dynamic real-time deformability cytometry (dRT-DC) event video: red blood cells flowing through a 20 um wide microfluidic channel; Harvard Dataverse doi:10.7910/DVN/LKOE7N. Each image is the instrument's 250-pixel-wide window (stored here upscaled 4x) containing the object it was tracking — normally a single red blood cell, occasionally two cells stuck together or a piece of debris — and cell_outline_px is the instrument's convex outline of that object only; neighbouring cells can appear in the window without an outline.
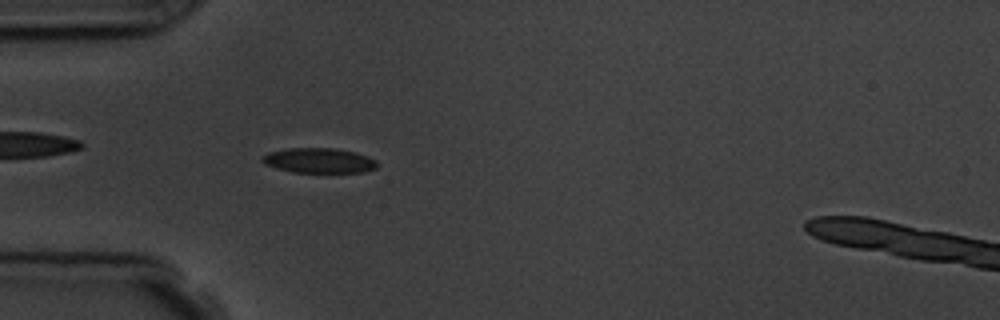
{"species": "common noctule bat (a hibernating species)", "species_latin": "Nyctalus noctula", "temperature_condition": "room temperature", "stored_images_in_passage": 3, "camera_frame_rate_fps": 3000, "um_per_image_px": 0.085, "animal": {"sex": "male", "body_mass_g": 19.5, "forearm_length_mm": 54.6}, "frame": {"image": 1, "passage_image": 2, "time_ms": 1.0, "image_size_px": [1000, 320], "cell_outline_px": [[376, 168], [364, 172], [292, 172], [276, 168], [264, 164], [260, 160], [268, 152], [288, 148], [336, 148], [356, 152], [368, 156], [376, 160]], "centroid_in_image_um": [27.11, 13.64], "position_along_channel_um": 57.9, "area_um2": 16.76}}